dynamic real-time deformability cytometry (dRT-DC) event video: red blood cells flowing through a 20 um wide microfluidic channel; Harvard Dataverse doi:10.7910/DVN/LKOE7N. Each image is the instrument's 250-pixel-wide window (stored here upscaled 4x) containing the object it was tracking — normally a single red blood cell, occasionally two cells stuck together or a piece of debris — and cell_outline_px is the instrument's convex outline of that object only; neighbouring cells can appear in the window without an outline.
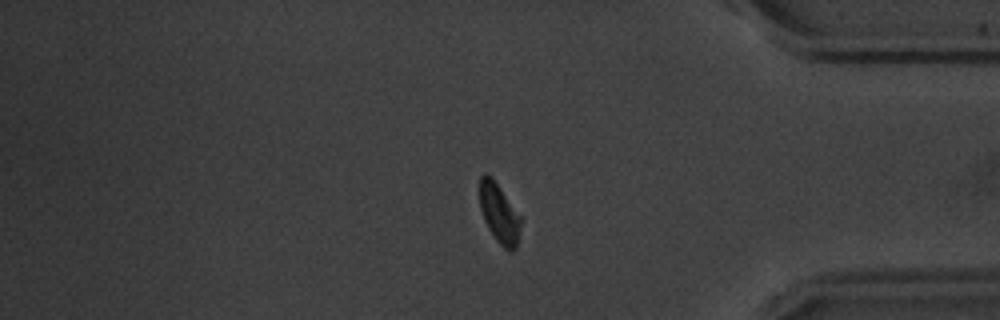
{"species": "common noctule bat (a hibernating species)", "species_latin": "Nyctalus noctula", "temperature_condition": "warm", "stored_images_in_passage": 16, "camera_frame_rate_fps": 3000, "um_per_image_px": 0.085, "animal": {"sex": "male", "body_mass_g": 20.1, "forearm_length_mm": 53.5}, "frame": {"image": 1, "passage_image": 16, "time_ms": 19.333, "image_size_px": [1000, 320], "cell_outline_px": [[524, 220], [516, 248], [512, 252], [504, 248], [496, 240], [488, 228], [484, 220], [480, 208], [480, 176], [484, 172], [496, 184]], "centroid_in_image_um": [42.47, 18.21], "position_along_channel_um": 392.7, "area_um2": 14.16}}